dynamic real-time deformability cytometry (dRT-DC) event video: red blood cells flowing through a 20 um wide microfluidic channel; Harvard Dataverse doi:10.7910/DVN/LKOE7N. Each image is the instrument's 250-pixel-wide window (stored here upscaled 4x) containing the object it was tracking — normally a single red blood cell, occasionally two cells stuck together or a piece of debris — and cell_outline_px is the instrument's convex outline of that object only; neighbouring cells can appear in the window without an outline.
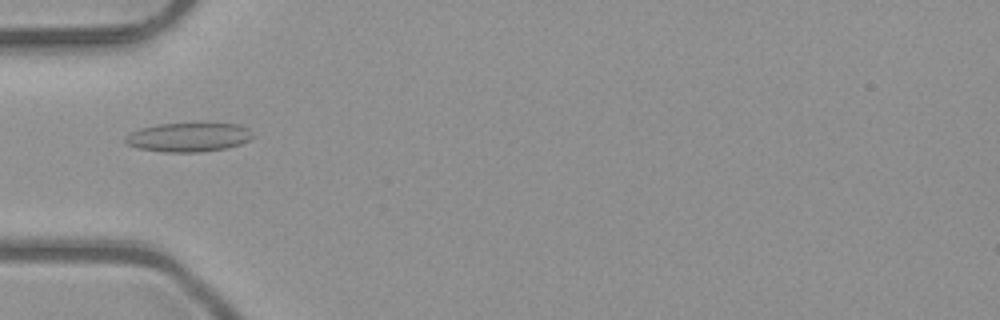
{"species": "common noctule bat (a hibernating species)", "species_latin": "Nyctalus noctula", "temperature_condition": "room temperature", "stored_images_in_passage": 1, "camera_frame_rate_fps": 3000, "um_per_image_px": 0.085, "animal": {"sex": "male", "body_mass_g": 23.1, "forearm_length_mm": 52.7}, "frame": {"image": 1, "passage_image": 1, "time_ms": 0.0, "image_size_px": [1000, 320], "cell_outline_px": [[256, 136], [240, 144], [224, 148], [200, 152], [164, 152], [140, 148], [128, 144], [124, 140], [132, 132], [140, 128], [156, 124], [236, 124], [248, 128]], "centroid_in_image_um": [16.06, 11.66], "position_along_channel_um": 68.9, "area_um2": 21.21}}